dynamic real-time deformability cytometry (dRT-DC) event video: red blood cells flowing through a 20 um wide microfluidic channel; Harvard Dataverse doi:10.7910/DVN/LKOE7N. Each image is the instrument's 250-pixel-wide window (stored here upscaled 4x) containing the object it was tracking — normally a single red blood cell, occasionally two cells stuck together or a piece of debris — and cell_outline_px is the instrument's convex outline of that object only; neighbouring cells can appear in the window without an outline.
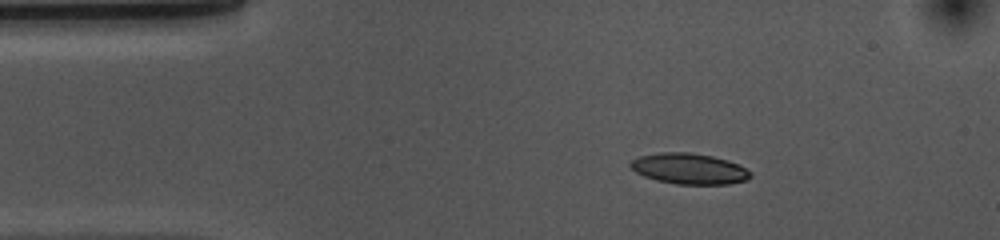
{"species": "common noctule bat (a hibernating species)", "species_latin": "Nyctalus noctula", "temperature_condition": "cold", "stored_images_in_passage": 46, "camera_frame_rate_fps": 3000, "um_per_image_px": 0.085, "animal": {"sex": "female", "body_mass_g": 10.0, "forearm_length_mm": 53.1}, "frame": {"image": 1, "passage_image": 1, "time_ms": 0.0, "image_size_px": [1000, 240], "cell_outline_px": [[752, 176], [748, 180], [728, 184], [676, 184], [656, 180], [644, 176], [636, 172], [628, 164], [632, 160], [640, 156], [660, 152], [688, 152], [712, 156], [728, 160], [740, 164], [752, 172]], "centroid_in_image_um": [58.62, 14.34], "position_along_channel_um": 26.4, "area_um2": 21.68}}
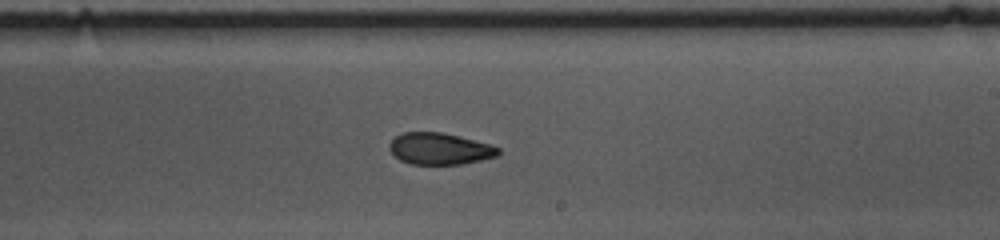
{"frame": {"image": 2, "passage_image": 23, "time_ms": 7.333, "image_size_px": [1000, 240], "cell_outline_px": [[500, 152], [496, 156], [480, 160], [460, 164], [412, 164], [400, 160], [388, 148], [388, 144], [400, 132], [440, 132], [488, 144], [500, 148]], "centroid_in_image_um": [37.33, 12.64], "position_along_channel_um": 251.7, "area_um2": 19.77}}
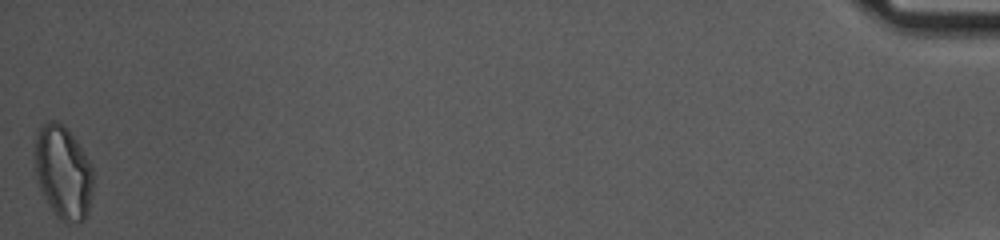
{"frame": {"image": 3, "passage_image": 46, "time_ms": 15.0, "image_size_px": [1000, 240], "cell_outline_px": [[92, 192], [88, 212], [84, 220], [80, 224], [68, 224], [60, 220], [56, 216], [48, 204], [40, 188], [36, 172], [32, 152], [36, 136], [40, 124], [48, 120], [56, 120], [64, 124], [80, 144], [92, 164]], "centroid_in_image_um": [5.35, 14.62], "position_along_channel_um": 429.8, "area_um2": 32.6}, "authors_computed_cell_mechanics": {"area_um2": 21.6172, "velocity_mm_per_s": 3.674, "shape_relaxation_time_tau1_ms": 6.2953, "shape_relaxation_time_tau2_ms": 3.5081, "deformation_change_tau1": 0.1487, "deformation_change_tau2": 0.0946}}